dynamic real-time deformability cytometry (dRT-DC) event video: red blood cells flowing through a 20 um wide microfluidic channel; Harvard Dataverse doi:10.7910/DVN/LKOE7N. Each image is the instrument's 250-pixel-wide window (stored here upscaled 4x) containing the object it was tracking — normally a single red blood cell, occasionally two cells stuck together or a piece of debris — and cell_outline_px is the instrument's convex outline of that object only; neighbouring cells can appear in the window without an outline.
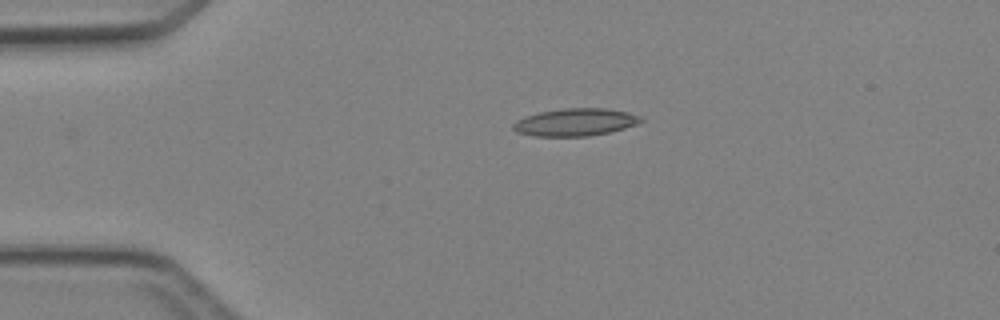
{"species": "Egyptian fruit bat (a non-hibernating species)", "species_latin": "Rousettus aegyptiacus", "temperature_condition": "cold", "stored_images_in_passage": 5, "camera_frame_rate_fps": 3000, "um_per_image_px": 0.085, "animal": {"sex": "female"}, "frame": {"image": 1, "passage_image": 4, "time_ms": 3.333, "image_size_px": [1000, 320], "cell_outline_px": [[644, 120], [636, 124], [624, 128], [608, 132], [588, 136], [532, 136], [516, 132], [512, 128], [512, 124], [516, 120], [524, 116], [540, 112], [564, 108], [604, 108], [628, 112], [640, 116]], "centroid_in_image_um": [48.86, 10.38], "position_along_channel_um": 36.1, "area_um2": 20.46}}